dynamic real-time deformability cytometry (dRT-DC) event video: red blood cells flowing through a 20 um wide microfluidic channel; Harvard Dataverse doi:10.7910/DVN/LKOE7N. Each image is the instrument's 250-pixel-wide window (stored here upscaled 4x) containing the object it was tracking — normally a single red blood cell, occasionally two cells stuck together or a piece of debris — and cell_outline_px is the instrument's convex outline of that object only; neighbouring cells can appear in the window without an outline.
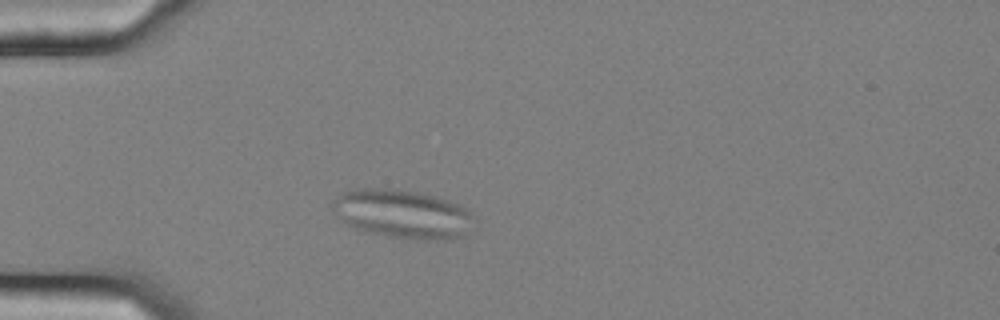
{"species": "common noctule bat (a hibernating species)", "species_latin": "Nyctalus noctula", "temperature_condition": "cold", "stored_images_in_passage": 41, "camera_frame_rate_fps": 3000, "um_per_image_px": 0.085, "animal": {"sex": "female", "body_mass_g": 25.1}, "frame": {"image": 1, "passage_image": 1, "time_ms": 0.0, "image_size_px": [1000, 320], "cell_outline_px": [[468, 220], [464, 236], [444, 240], [416, 240], [388, 236], [368, 232], [356, 228], [340, 220], [336, 216], [332, 208], [332, 200], [340, 192], [356, 188], [384, 188], [420, 192], [436, 196], [448, 200], [464, 208], [468, 212]], "centroid_in_image_um": [34.09, 18.17], "position_along_channel_um": 50.9, "area_um2": 39.77}}
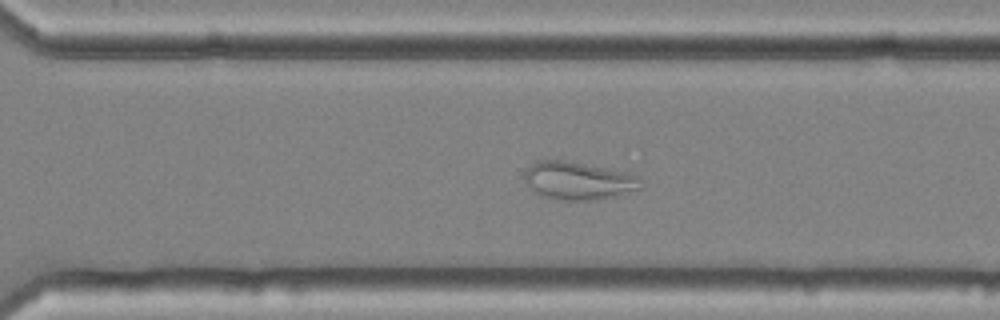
{"frame": {"image": 2, "passage_image": 25, "time_ms": 8.0, "image_size_px": [1000, 320], "cell_outline_px": [[644, 188], [612, 196], [592, 200], [556, 200], [540, 196], [524, 180], [524, 172], [536, 160], [564, 160], [628, 172], [640, 176], [644, 180]], "centroid_in_image_um": [49.2, 15.36], "position_along_channel_um": 321.4, "area_um2": 25.89}}
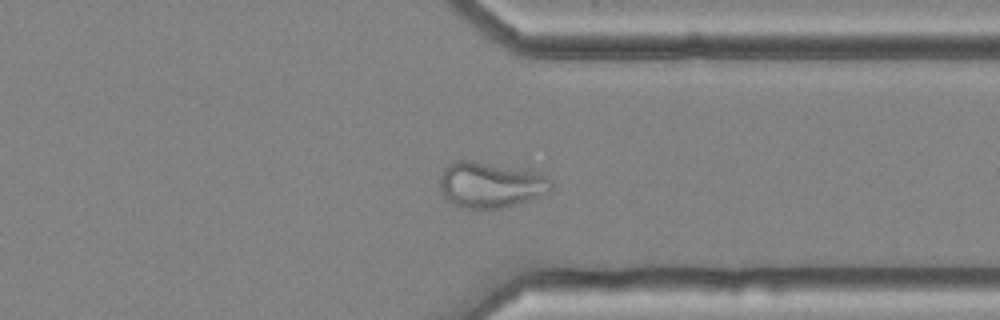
{"frame": {"image": 3, "passage_image": 29, "time_ms": 9.333, "image_size_px": [1000, 320], "cell_outline_px": [[552, 192], [504, 208], [464, 208], [448, 200], [440, 192], [440, 176], [444, 168], [452, 160], [468, 160], [540, 172], [552, 180]], "centroid_in_image_um": [41.71, 15.7], "position_along_channel_um": 369.7, "area_um2": 29.82}, "authors_computed_cell_mechanics": {"area_um2": 29.3046, "velocity_mm_per_s": 3.5852, "shape_relaxation_time_tau1_ms": null, "shape_relaxation_time_tau2_ms": 2.5221, "deformation_change_tau1": null, "deformation_change_tau2": 0.0804}}